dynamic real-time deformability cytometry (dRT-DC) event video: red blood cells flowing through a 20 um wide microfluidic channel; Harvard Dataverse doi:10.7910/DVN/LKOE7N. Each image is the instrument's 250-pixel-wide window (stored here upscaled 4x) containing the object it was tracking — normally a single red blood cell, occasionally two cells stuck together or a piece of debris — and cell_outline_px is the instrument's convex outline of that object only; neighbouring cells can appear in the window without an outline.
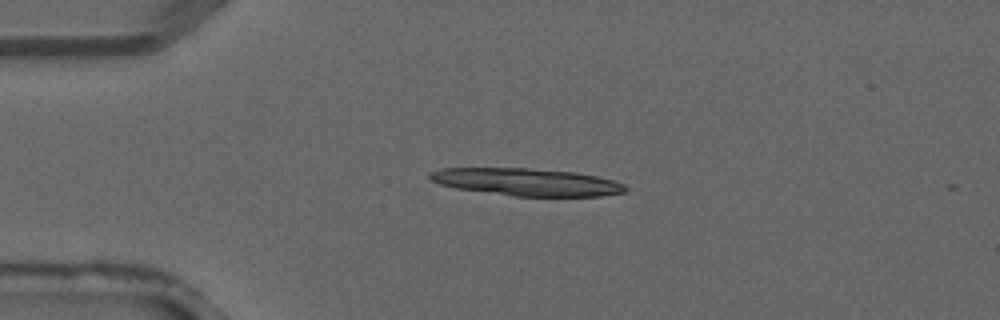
{"species": "common noctule bat (a hibernating species)", "species_latin": "Nyctalus noctula", "temperature_condition": "warm", "stored_images_in_passage": 2, "camera_frame_rate_fps": 3000, "um_per_image_px": 0.085, "animal": {"sex": "male", "forearm_length_mm": 52.5}, "frame": {"image": 1, "passage_image": 1, "time_ms": 0.0, "image_size_px": [1000, 320], "cell_outline_px": [[628, 188], [624, 192], [600, 196], [512, 196], [456, 188], [440, 184], [432, 180], [428, 176], [428, 172], [440, 168], [528, 168], [576, 172], [596, 176], [612, 180], [624, 184]], "centroid_in_image_um": [44.75, 15.47], "position_along_channel_um": 40.3, "area_um2": 31.21}}